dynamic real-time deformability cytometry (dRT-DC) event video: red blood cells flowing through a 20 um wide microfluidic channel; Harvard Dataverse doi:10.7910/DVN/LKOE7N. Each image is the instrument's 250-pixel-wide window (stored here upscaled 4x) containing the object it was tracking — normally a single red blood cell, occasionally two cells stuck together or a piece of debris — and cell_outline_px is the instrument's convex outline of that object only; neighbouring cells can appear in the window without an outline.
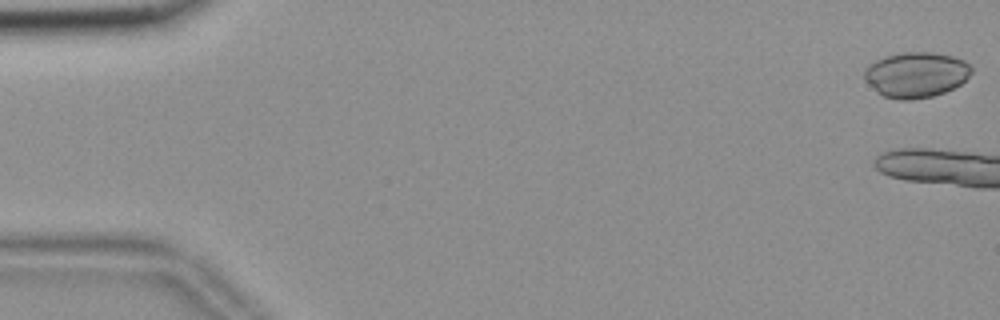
{"species": "common noctule bat (a hibernating species)", "species_latin": "Nyctalus noctula", "temperature_condition": "room temperature", "stored_images_in_passage": 5, "camera_frame_rate_fps": 3000, "um_per_image_px": 0.085, "animal": {"sex": "female", "body_mass_g": 18.4}, "frame": {"image": 1, "passage_image": 1, "time_ms": 0.0, "image_size_px": [1000, 320], "cell_outline_px": [[972, 72], [960, 84], [944, 92], [932, 96], [912, 100], [896, 100], [884, 96], [876, 92], [864, 80], [864, 72], [876, 60], [884, 56], [900, 52], [932, 52], [952, 56], [964, 60], [972, 68]], "centroid_in_image_um": [77.85, 6.35], "position_along_channel_um": 7.2, "area_um2": 28.32}}